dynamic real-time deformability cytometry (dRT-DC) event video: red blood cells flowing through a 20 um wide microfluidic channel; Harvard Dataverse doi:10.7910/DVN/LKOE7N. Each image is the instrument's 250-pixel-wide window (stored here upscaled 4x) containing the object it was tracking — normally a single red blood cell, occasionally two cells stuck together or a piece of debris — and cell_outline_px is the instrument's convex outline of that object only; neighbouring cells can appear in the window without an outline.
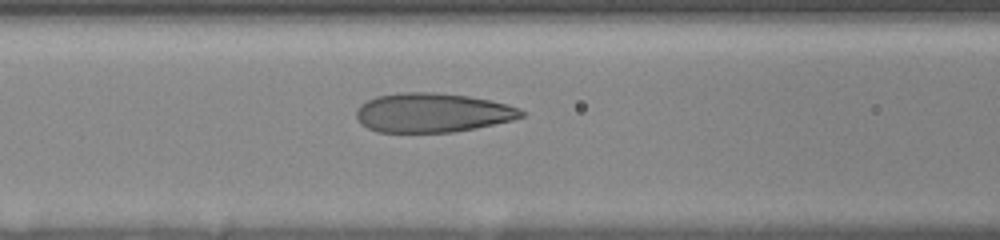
{"species": "human", "species_latin": "Homo sapiens", "temperature_condition": "room temperature", "stored_images_in_passage": 18, "camera_frame_rate_fps": 3000, "um_per_image_px": 0.085, "donor": {"sex": "female"}, "frame": {"image": 1, "passage_image": 16, "time_ms": 7.667, "image_size_px": [1000, 240], "cell_outline_px": [[524, 116], [512, 120], [476, 128], [452, 132], [376, 132], [360, 124], [356, 120], [356, 112], [360, 104], [376, 96], [400, 92], [432, 92], [468, 96], [488, 100], [520, 108], [524, 112]], "centroid_in_image_um": [36.71, 9.58], "position_along_channel_um": 129.9, "area_um2": 37.74}}
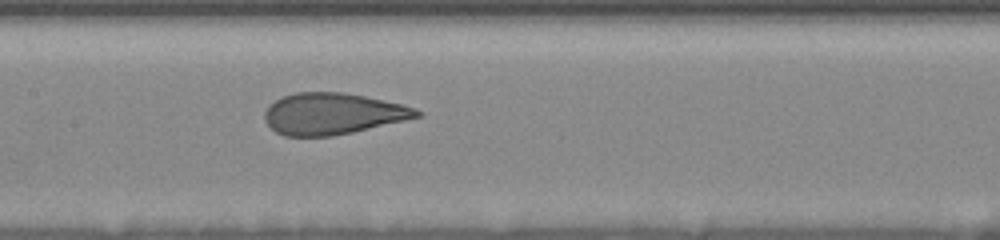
{"frame": {"image": 2, "passage_image": 18, "time_ms": 9.0, "image_size_px": [1000, 240], "cell_outline_px": [[424, 112], [420, 116], [404, 120], [352, 132], [328, 136], [284, 136], [276, 132], [264, 120], [264, 112], [268, 104], [284, 96], [296, 92], [344, 92], [364, 96], [400, 104], [416, 108]], "centroid_in_image_um": [28.24, 9.66], "position_along_channel_um": 179.2, "area_um2": 36.47}}